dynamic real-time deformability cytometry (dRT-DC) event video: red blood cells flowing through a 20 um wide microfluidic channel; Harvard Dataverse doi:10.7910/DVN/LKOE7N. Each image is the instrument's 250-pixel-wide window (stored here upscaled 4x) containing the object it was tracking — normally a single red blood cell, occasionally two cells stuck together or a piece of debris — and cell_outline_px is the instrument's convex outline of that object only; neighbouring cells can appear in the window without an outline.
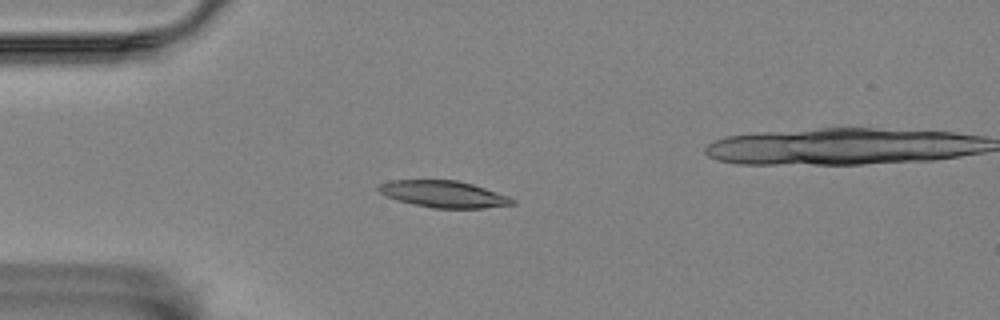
{"species": "Egyptian fruit bat (a non-hibernating species)", "species_latin": "Rousettus aegyptiacus", "temperature_condition": "room temperature", "stored_images_in_passage": 12, "camera_frame_rate_fps": 3000, "um_per_image_px": 0.085, "animal": {"sex": "female"}, "frame": {"image": 1, "passage_image": 3, "time_ms": 3.333, "image_size_px": [1000, 320], "cell_outline_px": [[516, 204], [484, 208], [432, 208], [412, 204], [396, 200], [380, 192], [376, 188], [380, 184], [392, 180], [456, 180], [472, 184], [508, 196], [516, 200]], "centroid_in_image_um": [37.72, 16.5], "position_along_channel_um": 47.3, "area_um2": 20.75}}
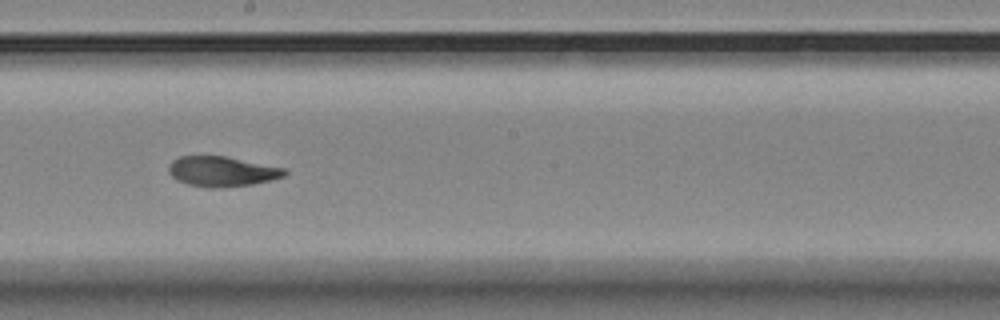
{"frame": {"image": 2, "passage_image": 8, "time_ms": 9.0, "image_size_px": [1000, 320], "cell_outline_px": [[288, 172], [284, 176], [272, 180], [252, 184], [216, 188], [208, 188], [188, 184], [176, 180], [168, 172], [168, 164], [172, 160], [180, 156], [224, 156], [284, 168]], "centroid_in_image_um": [18.83, 14.57], "position_along_channel_um": 229.4, "area_um2": 20.29}}
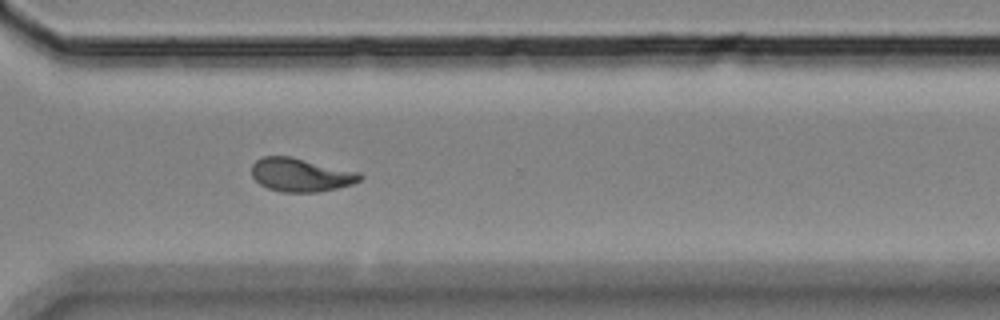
{"frame": {"image": 3, "passage_image": 11, "time_ms": 12.333, "image_size_px": [1000, 320], "cell_outline_px": [[364, 176], [360, 180], [352, 184], [336, 188], [316, 192], [280, 192], [268, 188], [260, 184], [252, 176], [252, 164], [256, 160], [264, 156], [292, 156], [360, 172]], "centroid_in_image_um": [25.57, 14.85], "position_along_channel_um": 345.0, "area_um2": 21.21}}